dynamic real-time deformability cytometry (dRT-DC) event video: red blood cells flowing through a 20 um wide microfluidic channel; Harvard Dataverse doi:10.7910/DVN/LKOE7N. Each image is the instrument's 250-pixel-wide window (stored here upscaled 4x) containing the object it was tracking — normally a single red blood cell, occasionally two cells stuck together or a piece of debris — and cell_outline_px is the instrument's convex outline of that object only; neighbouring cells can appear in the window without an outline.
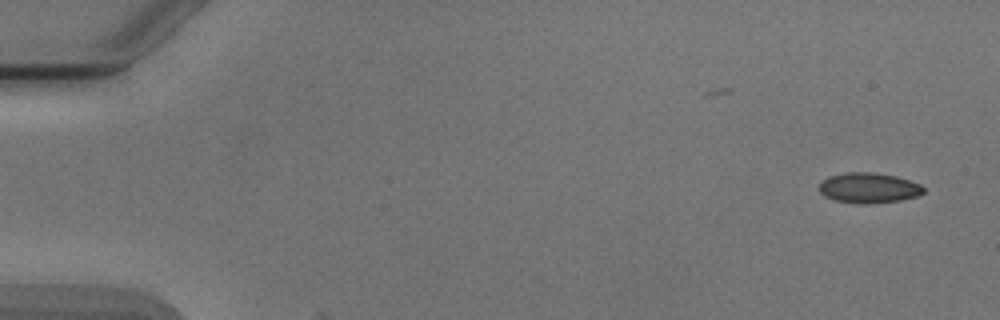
{"species": "Egyptian fruit bat (a non-hibernating species)", "species_latin": "Rousettus aegyptiacus", "temperature_condition": "cold", "stored_images_in_passage": 6, "camera_frame_rate_fps": 3000, "um_per_image_px": 0.085, "animal": {"sex": "male"}, "frame": {"image": 1, "passage_image": 1, "time_ms": 0.0, "image_size_px": [1000, 320], "cell_outline_px": [[924, 192], [916, 196], [900, 200], [868, 204], [864, 204], [836, 200], [824, 196], [820, 192], [820, 180], [828, 176], [844, 172], [872, 172], [896, 176], [920, 184], [924, 188]], "centroid_in_image_um": [73.81, 15.96], "position_along_channel_um": 11.2, "area_um2": 18.38}}